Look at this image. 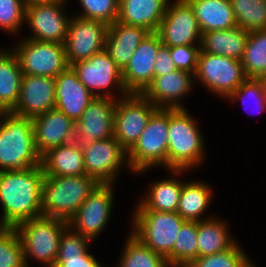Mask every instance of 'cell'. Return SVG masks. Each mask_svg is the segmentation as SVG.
<instances>
[{
	"instance_id": "cell-1",
	"label": "cell",
	"mask_w": 266,
	"mask_h": 267,
	"mask_svg": "<svg viewBox=\"0 0 266 267\" xmlns=\"http://www.w3.org/2000/svg\"><path fill=\"white\" fill-rule=\"evenodd\" d=\"M43 167L0 171V222L5 227L42 216Z\"/></svg>"
},
{
	"instance_id": "cell-2",
	"label": "cell",
	"mask_w": 266,
	"mask_h": 267,
	"mask_svg": "<svg viewBox=\"0 0 266 267\" xmlns=\"http://www.w3.org/2000/svg\"><path fill=\"white\" fill-rule=\"evenodd\" d=\"M40 165L32 119L9 111L0 122V171Z\"/></svg>"
},
{
	"instance_id": "cell-3",
	"label": "cell",
	"mask_w": 266,
	"mask_h": 267,
	"mask_svg": "<svg viewBox=\"0 0 266 267\" xmlns=\"http://www.w3.org/2000/svg\"><path fill=\"white\" fill-rule=\"evenodd\" d=\"M168 133V171H189L205 162L204 137L188 109H169Z\"/></svg>"
},
{
	"instance_id": "cell-4",
	"label": "cell",
	"mask_w": 266,
	"mask_h": 267,
	"mask_svg": "<svg viewBox=\"0 0 266 267\" xmlns=\"http://www.w3.org/2000/svg\"><path fill=\"white\" fill-rule=\"evenodd\" d=\"M99 183L81 176H45L42 185V216L68 221Z\"/></svg>"
},
{
	"instance_id": "cell-5",
	"label": "cell",
	"mask_w": 266,
	"mask_h": 267,
	"mask_svg": "<svg viewBox=\"0 0 266 267\" xmlns=\"http://www.w3.org/2000/svg\"><path fill=\"white\" fill-rule=\"evenodd\" d=\"M68 221L40 216L19 223L15 228L21 240L26 266L29 258L44 267H54L58 255L59 242Z\"/></svg>"
},
{
	"instance_id": "cell-6",
	"label": "cell",
	"mask_w": 266,
	"mask_h": 267,
	"mask_svg": "<svg viewBox=\"0 0 266 267\" xmlns=\"http://www.w3.org/2000/svg\"><path fill=\"white\" fill-rule=\"evenodd\" d=\"M169 109L158 108L135 145L127 152L129 171L146 173L163 166L168 169Z\"/></svg>"
},
{
	"instance_id": "cell-7",
	"label": "cell",
	"mask_w": 266,
	"mask_h": 267,
	"mask_svg": "<svg viewBox=\"0 0 266 267\" xmlns=\"http://www.w3.org/2000/svg\"><path fill=\"white\" fill-rule=\"evenodd\" d=\"M130 232L151 250L166 258L173 250L178 232L185 222L177 212L135 209Z\"/></svg>"
},
{
	"instance_id": "cell-8",
	"label": "cell",
	"mask_w": 266,
	"mask_h": 267,
	"mask_svg": "<svg viewBox=\"0 0 266 267\" xmlns=\"http://www.w3.org/2000/svg\"><path fill=\"white\" fill-rule=\"evenodd\" d=\"M71 66L76 71L79 81L94 97L119 99L128 94L124 88L122 70L105 49ZM113 89L116 91L112 92Z\"/></svg>"
},
{
	"instance_id": "cell-9",
	"label": "cell",
	"mask_w": 266,
	"mask_h": 267,
	"mask_svg": "<svg viewBox=\"0 0 266 267\" xmlns=\"http://www.w3.org/2000/svg\"><path fill=\"white\" fill-rule=\"evenodd\" d=\"M211 94L227 98L246 79L240 60L213 55L200 50L194 75Z\"/></svg>"
},
{
	"instance_id": "cell-10",
	"label": "cell",
	"mask_w": 266,
	"mask_h": 267,
	"mask_svg": "<svg viewBox=\"0 0 266 267\" xmlns=\"http://www.w3.org/2000/svg\"><path fill=\"white\" fill-rule=\"evenodd\" d=\"M157 109L143 94L128 93L117 99L114 112V137L127 152L138 141Z\"/></svg>"
},
{
	"instance_id": "cell-11",
	"label": "cell",
	"mask_w": 266,
	"mask_h": 267,
	"mask_svg": "<svg viewBox=\"0 0 266 267\" xmlns=\"http://www.w3.org/2000/svg\"><path fill=\"white\" fill-rule=\"evenodd\" d=\"M12 50L16 53L23 74L55 78L69 65L65 45L22 39Z\"/></svg>"
},
{
	"instance_id": "cell-12",
	"label": "cell",
	"mask_w": 266,
	"mask_h": 267,
	"mask_svg": "<svg viewBox=\"0 0 266 267\" xmlns=\"http://www.w3.org/2000/svg\"><path fill=\"white\" fill-rule=\"evenodd\" d=\"M67 0L32 3L25 7V24L31 33L24 37L40 42L64 44L71 15L65 13ZM33 33V34H32Z\"/></svg>"
},
{
	"instance_id": "cell-13",
	"label": "cell",
	"mask_w": 266,
	"mask_h": 267,
	"mask_svg": "<svg viewBox=\"0 0 266 267\" xmlns=\"http://www.w3.org/2000/svg\"><path fill=\"white\" fill-rule=\"evenodd\" d=\"M114 184H99L68 220V226L91 242L107 226L114 204Z\"/></svg>"
},
{
	"instance_id": "cell-14",
	"label": "cell",
	"mask_w": 266,
	"mask_h": 267,
	"mask_svg": "<svg viewBox=\"0 0 266 267\" xmlns=\"http://www.w3.org/2000/svg\"><path fill=\"white\" fill-rule=\"evenodd\" d=\"M82 150L85 174L99 184H115L120 169L123 166L130 169L127 151L114 136L83 145Z\"/></svg>"
},
{
	"instance_id": "cell-15",
	"label": "cell",
	"mask_w": 266,
	"mask_h": 267,
	"mask_svg": "<svg viewBox=\"0 0 266 267\" xmlns=\"http://www.w3.org/2000/svg\"><path fill=\"white\" fill-rule=\"evenodd\" d=\"M156 33L161 43L168 47L201 44L202 33L187 0H169Z\"/></svg>"
},
{
	"instance_id": "cell-16",
	"label": "cell",
	"mask_w": 266,
	"mask_h": 267,
	"mask_svg": "<svg viewBox=\"0 0 266 267\" xmlns=\"http://www.w3.org/2000/svg\"><path fill=\"white\" fill-rule=\"evenodd\" d=\"M108 27L101 21L71 16L64 42L68 65L104 50Z\"/></svg>"
},
{
	"instance_id": "cell-17",
	"label": "cell",
	"mask_w": 266,
	"mask_h": 267,
	"mask_svg": "<svg viewBox=\"0 0 266 267\" xmlns=\"http://www.w3.org/2000/svg\"><path fill=\"white\" fill-rule=\"evenodd\" d=\"M116 105L117 99L95 97L75 122L74 141L82 147L96 140L113 137Z\"/></svg>"
},
{
	"instance_id": "cell-18",
	"label": "cell",
	"mask_w": 266,
	"mask_h": 267,
	"mask_svg": "<svg viewBox=\"0 0 266 267\" xmlns=\"http://www.w3.org/2000/svg\"><path fill=\"white\" fill-rule=\"evenodd\" d=\"M162 45L156 32H150L134 50L128 65L122 71L127 93L142 94L154 79V63Z\"/></svg>"
},
{
	"instance_id": "cell-19",
	"label": "cell",
	"mask_w": 266,
	"mask_h": 267,
	"mask_svg": "<svg viewBox=\"0 0 266 267\" xmlns=\"http://www.w3.org/2000/svg\"><path fill=\"white\" fill-rule=\"evenodd\" d=\"M55 79L23 74L20 96L11 110L20 116L34 118L55 108Z\"/></svg>"
},
{
	"instance_id": "cell-20",
	"label": "cell",
	"mask_w": 266,
	"mask_h": 267,
	"mask_svg": "<svg viewBox=\"0 0 266 267\" xmlns=\"http://www.w3.org/2000/svg\"><path fill=\"white\" fill-rule=\"evenodd\" d=\"M194 80V74L177 69L154 76L152 83L142 94L157 108L185 109L181 99L188 96L195 85Z\"/></svg>"
},
{
	"instance_id": "cell-21",
	"label": "cell",
	"mask_w": 266,
	"mask_h": 267,
	"mask_svg": "<svg viewBox=\"0 0 266 267\" xmlns=\"http://www.w3.org/2000/svg\"><path fill=\"white\" fill-rule=\"evenodd\" d=\"M55 108L74 122L78 121L95 97L89 92L72 66L55 78Z\"/></svg>"
},
{
	"instance_id": "cell-22",
	"label": "cell",
	"mask_w": 266,
	"mask_h": 267,
	"mask_svg": "<svg viewBox=\"0 0 266 267\" xmlns=\"http://www.w3.org/2000/svg\"><path fill=\"white\" fill-rule=\"evenodd\" d=\"M36 150L42 156L49 149L74 141L75 122L54 108L32 118Z\"/></svg>"
},
{
	"instance_id": "cell-23",
	"label": "cell",
	"mask_w": 266,
	"mask_h": 267,
	"mask_svg": "<svg viewBox=\"0 0 266 267\" xmlns=\"http://www.w3.org/2000/svg\"><path fill=\"white\" fill-rule=\"evenodd\" d=\"M149 33L143 27L115 21L108 27L105 50L123 71L133 56L134 50Z\"/></svg>"
},
{
	"instance_id": "cell-24",
	"label": "cell",
	"mask_w": 266,
	"mask_h": 267,
	"mask_svg": "<svg viewBox=\"0 0 266 267\" xmlns=\"http://www.w3.org/2000/svg\"><path fill=\"white\" fill-rule=\"evenodd\" d=\"M169 0H119L117 21L156 32Z\"/></svg>"
},
{
	"instance_id": "cell-25",
	"label": "cell",
	"mask_w": 266,
	"mask_h": 267,
	"mask_svg": "<svg viewBox=\"0 0 266 267\" xmlns=\"http://www.w3.org/2000/svg\"><path fill=\"white\" fill-rule=\"evenodd\" d=\"M45 176H81L85 174L82 147L72 141L49 149L41 156Z\"/></svg>"
},
{
	"instance_id": "cell-26",
	"label": "cell",
	"mask_w": 266,
	"mask_h": 267,
	"mask_svg": "<svg viewBox=\"0 0 266 267\" xmlns=\"http://www.w3.org/2000/svg\"><path fill=\"white\" fill-rule=\"evenodd\" d=\"M170 175L174 178L168 177L163 180L152 182L149 186V190L143 196V198L138 201L135 209H149L158 212H177L179 199L181 196V190L183 182L178 179L182 173H186L187 170H169ZM176 175V178H175Z\"/></svg>"
},
{
	"instance_id": "cell-27",
	"label": "cell",
	"mask_w": 266,
	"mask_h": 267,
	"mask_svg": "<svg viewBox=\"0 0 266 267\" xmlns=\"http://www.w3.org/2000/svg\"><path fill=\"white\" fill-rule=\"evenodd\" d=\"M90 243L68 226L61 235L54 267H104L88 250Z\"/></svg>"
},
{
	"instance_id": "cell-28",
	"label": "cell",
	"mask_w": 266,
	"mask_h": 267,
	"mask_svg": "<svg viewBox=\"0 0 266 267\" xmlns=\"http://www.w3.org/2000/svg\"><path fill=\"white\" fill-rule=\"evenodd\" d=\"M193 8L201 33L237 26L230 0H187Z\"/></svg>"
},
{
	"instance_id": "cell-29",
	"label": "cell",
	"mask_w": 266,
	"mask_h": 267,
	"mask_svg": "<svg viewBox=\"0 0 266 267\" xmlns=\"http://www.w3.org/2000/svg\"><path fill=\"white\" fill-rule=\"evenodd\" d=\"M249 32L239 26L202 33L200 49L213 55L241 60Z\"/></svg>"
},
{
	"instance_id": "cell-30",
	"label": "cell",
	"mask_w": 266,
	"mask_h": 267,
	"mask_svg": "<svg viewBox=\"0 0 266 267\" xmlns=\"http://www.w3.org/2000/svg\"><path fill=\"white\" fill-rule=\"evenodd\" d=\"M213 190L210 185L198 180L191 182H183L181 196L177 208V213L185 221H196L212 218V216H205L207 208L211 204Z\"/></svg>"
},
{
	"instance_id": "cell-31",
	"label": "cell",
	"mask_w": 266,
	"mask_h": 267,
	"mask_svg": "<svg viewBox=\"0 0 266 267\" xmlns=\"http://www.w3.org/2000/svg\"><path fill=\"white\" fill-rule=\"evenodd\" d=\"M225 221L213 216L197 222L198 257L223 252L236 243Z\"/></svg>"
},
{
	"instance_id": "cell-32",
	"label": "cell",
	"mask_w": 266,
	"mask_h": 267,
	"mask_svg": "<svg viewBox=\"0 0 266 267\" xmlns=\"http://www.w3.org/2000/svg\"><path fill=\"white\" fill-rule=\"evenodd\" d=\"M23 72L16 53L6 48H0V102L11 111L20 96Z\"/></svg>"
},
{
	"instance_id": "cell-33",
	"label": "cell",
	"mask_w": 266,
	"mask_h": 267,
	"mask_svg": "<svg viewBox=\"0 0 266 267\" xmlns=\"http://www.w3.org/2000/svg\"><path fill=\"white\" fill-rule=\"evenodd\" d=\"M240 61L247 78L266 79V29L249 32Z\"/></svg>"
},
{
	"instance_id": "cell-34",
	"label": "cell",
	"mask_w": 266,
	"mask_h": 267,
	"mask_svg": "<svg viewBox=\"0 0 266 267\" xmlns=\"http://www.w3.org/2000/svg\"><path fill=\"white\" fill-rule=\"evenodd\" d=\"M123 248L117 267H170L163 256L144 245L131 232Z\"/></svg>"
},
{
	"instance_id": "cell-35",
	"label": "cell",
	"mask_w": 266,
	"mask_h": 267,
	"mask_svg": "<svg viewBox=\"0 0 266 267\" xmlns=\"http://www.w3.org/2000/svg\"><path fill=\"white\" fill-rule=\"evenodd\" d=\"M197 258V222L185 221L175 239L172 252L165 259L169 266L187 267Z\"/></svg>"
},
{
	"instance_id": "cell-36",
	"label": "cell",
	"mask_w": 266,
	"mask_h": 267,
	"mask_svg": "<svg viewBox=\"0 0 266 267\" xmlns=\"http://www.w3.org/2000/svg\"><path fill=\"white\" fill-rule=\"evenodd\" d=\"M237 26L247 32L266 29V0H230Z\"/></svg>"
},
{
	"instance_id": "cell-37",
	"label": "cell",
	"mask_w": 266,
	"mask_h": 267,
	"mask_svg": "<svg viewBox=\"0 0 266 267\" xmlns=\"http://www.w3.org/2000/svg\"><path fill=\"white\" fill-rule=\"evenodd\" d=\"M236 242L231 248L193 260L187 267H254L255 264Z\"/></svg>"
},
{
	"instance_id": "cell-38",
	"label": "cell",
	"mask_w": 266,
	"mask_h": 267,
	"mask_svg": "<svg viewBox=\"0 0 266 267\" xmlns=\"http://www.w3.org/2000/svg\"><path fill=\"white\" fill-rule=\"evenodd\" d=\"M226 100L240 101L244 109L253 104L260 113L266 111V79L247 78Z\"/></svg>"
},
{
	"instance_id": "cell-39",
	"label": "cell",
	"mask_w": 266,
	"mask_h": 267,
	"mask_svg": "<svg viewBox=\"0 0 266 267\" xmlns=\"http://www.w3.org/2000/svg\"><path fill=\"white\" fill-rule=\"evenodd\" d=\"M0 267H27L15 227H4L0 231Z\"/></svg>"
},
{
	"instance_id": "cell-40",
	"label": "cell",
	"mask_w": 266,
	"mask_h": 267,
	"mask_svg": "<svg viewBox=\"0 0 266 267\" xmlns=\"http://www.w3.org/2000/svg\"><path fill=\"white\" fill-rule=\"evenodd\" d=\"M82 12L75 16L104 22L108 26L117 21L119 0H78Z\"/></svg>"
},
{
	"instance_id": "cell-41",
	"label": "cell",
	"mask_w": 266,
	"mask_h": 267,
	"mask_svg": "<svg viewBox=\"0 0 266 267\" xmlns=\"http://www.w3.org/2000/svg\"><path fill=\"white\" fill-rule=\"evenodd\" d=\"M25 3L23 0H0V28L5 33L18 35L25 22Z\"/></svg>"
},
{
	"instance_id": "cell-42",
	"label": "cell",
	"mask_w": 266,
	"mask_h": 267,
	"mask_svg": "<svg viewBox=\"0 0 266 267\" xmlns=\"http://www.w3.org/2000/svg\"><path fill=\"white\" fill-rule=\"evenodd\" d=\"M200 45H179L169 47L170 56L179 70L196 73Z\"/></svg>"
},
{
	"instance_id": "cell-43",
	"label": "cell",
	"mask_w": 266,
	"mask_h": 267,
	"mask_svg": "<svg viewBox=\"0 0 266 267\" xmlns=\"http://www.w3.org/2000/svg\"><path fill=\"white\" fill-rule=\"evenodd\" d=\"M178 68L171 59L169 47L162 44L158 48L154 63V76H161L168 72L176 71Z\"/></svg>"
},
{
	"instance_id": "cell-44",
	"label": "cell",
	"mask_w": 266,
	"mask_h": 267,
	"mask_svg": "<svg viewBox=\"0 0 266 267\" xmlns=\"http://www.w3.org/2000/svg\"><path fill=\"white\" fill-rule=\"evenodd\" d=\"M52 1L56 0H23L26 6L32 3H42V2H52Z\"/></svg>"
},
{
	"instance_id": "cell-45",
	"label": "cell",
	"mask_w": 266,
	"mask_h": 267,
	"mask_svg": "<svg viewBox=\"0 0 266 267\" xmlns=\"http://www.w3.org/2000/svg\"><path fill=\"white\" fill-rule=\"evenodd\" d=\"M9 111L0 102V122Z\"/></svg>"
},
{
	"instance_id": "cell-46",
	"label": "cell",
	"mask_w": 266,
	"mask_h": 267,
	"mask_svg": "<svg viewBox=\"0 0 266 267\" xmlns=\"http://www.w3.org/2000/svg\"><path fill=\"white\" fill-rule=\"evenodd\" d=\"M5 226L0 222V231L4 228Z\"/></svg>"
}]
</instances>
